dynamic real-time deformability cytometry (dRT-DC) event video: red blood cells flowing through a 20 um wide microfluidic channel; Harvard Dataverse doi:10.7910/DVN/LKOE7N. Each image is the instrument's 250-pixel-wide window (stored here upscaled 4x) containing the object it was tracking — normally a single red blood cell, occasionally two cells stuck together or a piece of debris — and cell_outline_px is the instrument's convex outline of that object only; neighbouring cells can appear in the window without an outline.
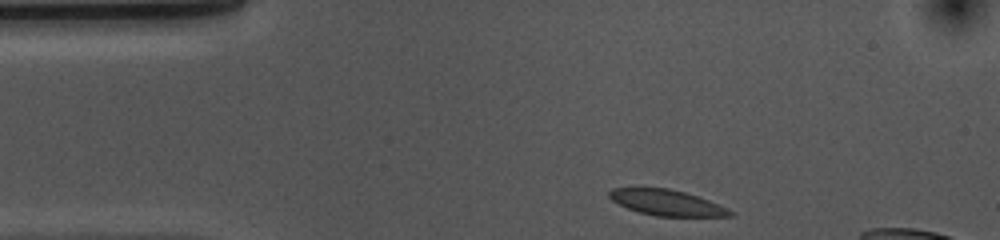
{"species": "common noctule bat (a hibernating species)", "species_latin": "Nyctalus noctula", "temperature_condition": "cold", "stored_images_in_passage": 35, "camera_frame_rate_fps": 3000, "um_per_image_px": 0.085, "animal": {"sex": "female", "body_mass_g": 10.0, "forearm_length_mm": 53.1}, "frame": {"image": 1, "passage_image": 1, "time_ms": 0.0, "image_size_px": [1000, 240], "cell_outline_px": [[736, 212], [732, 216], [656, 216], [640, 212], [628, 208], [612, 200], [608, 196], [608, 192], [612, 188], [668, 188], [684, 192], [708, 200], [728, 208]], "centroid_in_image_um": [56.69, 17.23], "position_along_channel_um": 28.3, "area_um2": 17.92}}
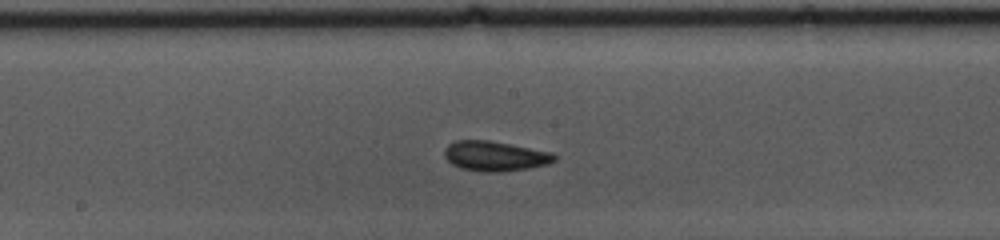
{"frame": {"image": 2, "passage_image": 19, "time_ms": 6.0, "image_size_px": [1000, 240], "cell_outline_px": [[556, 160], [548, 164], [528, 168], [496, 172], [484, 172], [460, 168], [452, 164], [444, 156], [444, 148], [448, 144], [456, 140], [488, 140], [552, 152], [556, 156]], "centroid_in_image_um": [42.05, 13.26], "position_along_channel_um": 206.1, "area_um2": 19.13}}
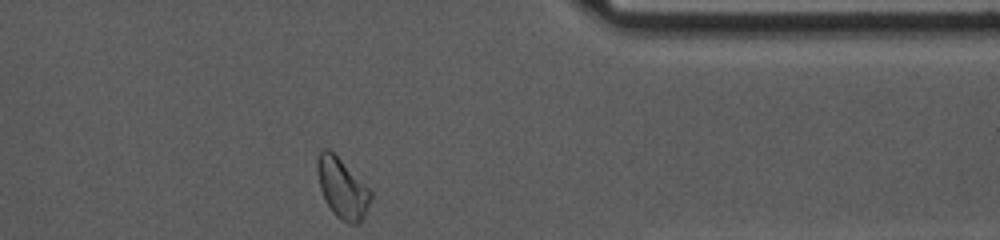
{"frame": {"image": 3, "passage_image": 35, "time_ms": 11.333, "image_size_px": [1000, 240], "cell_outline_px": [[372, 196], [364, 216], [360, 224], [348, 224], [340, 220], [332, 212], [324, 200], [320, 188], [316, 168], [316, 160], [320, 152], [324, 148], [328, 148], [372, 192]], "centroid_in_image_um": [29.06, 16.04], "position_along_channel_um": 382.3, "area_um2": 18.5}, "authors_computed_cell_mechanics": {"area_um2": 18.3226, "velocity_mm_per_s": 3.6337, "shape_relaxation_time_tau1_ms": 3.1289, "shape_relaxation_time_tau2_ms": 0.9808, "deformation_change_tau1": 0.0892, "deformation_change_tau2": 0.0598}}